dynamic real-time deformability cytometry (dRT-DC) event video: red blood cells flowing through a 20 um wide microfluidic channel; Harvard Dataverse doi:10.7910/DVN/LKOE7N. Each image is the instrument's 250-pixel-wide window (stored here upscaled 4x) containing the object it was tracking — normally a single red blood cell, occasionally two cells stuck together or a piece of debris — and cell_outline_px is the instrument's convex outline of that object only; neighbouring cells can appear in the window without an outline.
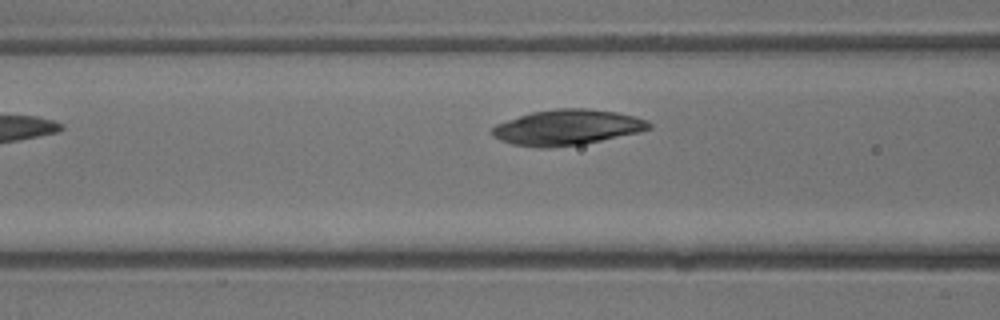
{"species": "common noctule bat (a hibernating species)", "species_latin": "Nyctalus noctula", "temperature_condition": "warm", "stored_images_in_passage": 5, "camera_frame_rate_fps": 3000, "um_per_image_px": 0.085, "animal": {"sex": "male", "body_mass_g": 13.3}, "frame": {"image": 1, "passage_image": 5, "time_ms": 1.333, "image_size_px": [1000, 320], "cell_outline_px": [[652, 128], [640, 132], [580, 144], [552, 148], [540, 148], [512, 144], [500, 140], [492, 136], [492, 128], [496, 124], [532, 112], [556, 108], [584, 108], [616, 112], [648, 120], [652, 124]], "centroid_in_image_um": [48.2, 10.83], "position_along_channel_um": 118.4, "area_um2": 32.25}}